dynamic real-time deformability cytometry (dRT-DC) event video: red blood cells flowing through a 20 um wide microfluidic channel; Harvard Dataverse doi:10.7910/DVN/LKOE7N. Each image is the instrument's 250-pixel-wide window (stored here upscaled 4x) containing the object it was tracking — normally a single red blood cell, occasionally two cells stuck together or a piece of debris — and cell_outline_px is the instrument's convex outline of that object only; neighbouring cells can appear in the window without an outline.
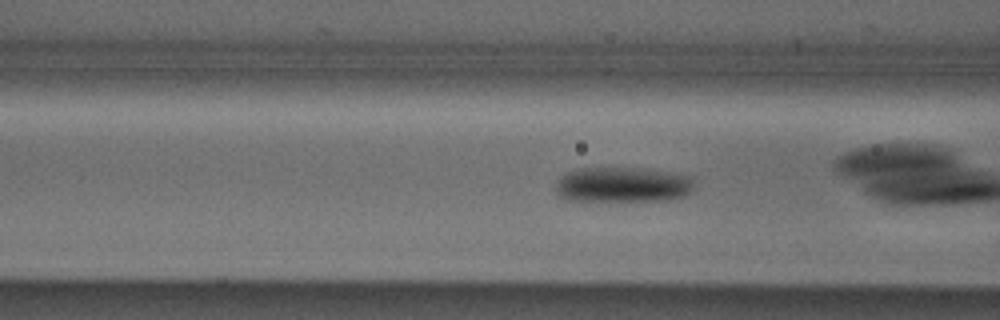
{"species": "Egyptian fruit bat (a non-hibernating species)", "species_latin": "Rousettus aegyptiacus", "temperature_condition": "cold", "stored_images_in_passage": 6, "camera_frame_rate_fps": 3000, "um_per_image_px": 0.085, "animal": {"sex": "male"}, "frame": {"image": 1, "passage_image": 4, "time_ms": 1.0, "image_size_px": [1000, 320], "cell_outline_px": [[692, 192], [684, 196], [668, 200], [568, 200], [560, 196], [556, 192], [556, 180], [568, 172], [580, 168], [636, 168], [692, 176]], "centroid_in_image_um": [52.91, 15.7], "position_along_channel_um": 113.7, "area_um2": 28.09}}